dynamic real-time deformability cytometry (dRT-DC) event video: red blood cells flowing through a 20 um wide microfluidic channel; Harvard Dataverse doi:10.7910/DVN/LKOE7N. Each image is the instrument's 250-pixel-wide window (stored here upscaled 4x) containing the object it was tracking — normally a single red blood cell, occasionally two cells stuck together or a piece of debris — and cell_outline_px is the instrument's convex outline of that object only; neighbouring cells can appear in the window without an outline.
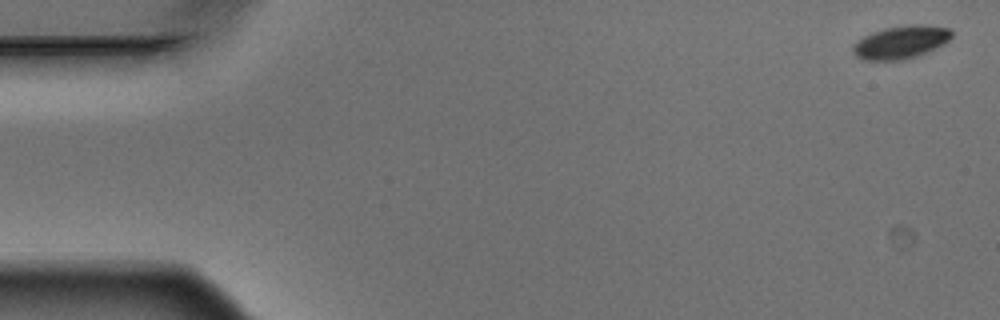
{"species": "Egyptian fruit bat (a non-hibernating species)", "species_latin": "Rousettus aegyptiacus", "temperature_condition": "warm", "stored_images_in_passage": 5, "camera_frame_rate_fps": 3000, "um_per_image_px": 0.085, "animal": {"sex": "male"}, "frame": {"image": 1, "passage_image": 1, "time_ms": 0.0, "image_size_px": [1000, 320], "cell_outline_px": [[952, 36], [944, 44], [920, 56], [904, 60], [860, 60], [852, 52], [852, 48], [856, 40], [872, 32], [884, 28], [908, 24], [920, 24], [952, 28]], "centroid_in_image_um": [76.57, 3.59], "position_along_channel_um": 8.4, "area_um2": 19.36}}
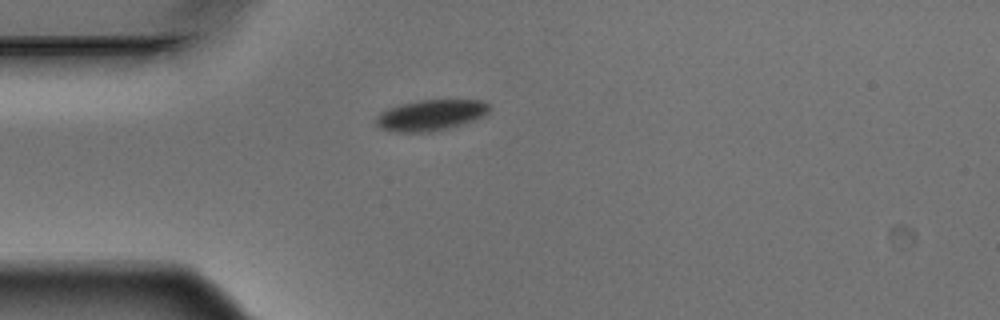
{"frame": {"image": 2, "passage_image": 5, "time_ms": 1.333, "image_size_px": [1000, 320], "cell_outline_px": [[488, 112], [484, 116], [476, 120], [448, 128], [428, 132], [396, 132], [380, 128], [376, 124], [376, 116], [380, 112], [388, 108], [400, 104], [420, 100], [484, 100], [488, 104]], "centroid_in_image_um": [36.6, 9.79], "position_along_channel_um": 48.4, "area_um2": 20.4}}